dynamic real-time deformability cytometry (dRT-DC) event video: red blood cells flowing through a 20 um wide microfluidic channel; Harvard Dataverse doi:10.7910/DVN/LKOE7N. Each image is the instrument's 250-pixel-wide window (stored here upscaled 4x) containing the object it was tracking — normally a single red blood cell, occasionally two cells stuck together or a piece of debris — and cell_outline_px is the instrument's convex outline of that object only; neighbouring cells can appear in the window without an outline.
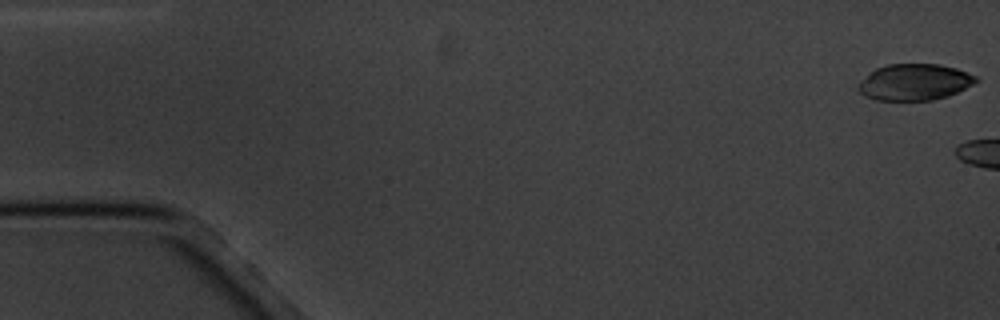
{"species": "common noctule bat (a hibernating species)", "species_latin": "Nyctalus noctula", "temperature_condition": "cold", "stored_images_in_passage": 2, "camera_frame_rate_fps": 3000, "um_per_image_px": 0.085, "animal": {"sex": "male", "body_mass_g": 20.1, "forearm_length_mm": 53.5}, "frame": {"image": 1, "passage_image": 1, "time_ms": 0.0, "image_size_px": [1000, 320], "cell_outline_px": [[980, 80], [948, 96], [932, 100], [876, 100], [860, 92], [856, 88], [856, 84], [860, 80], [876, 68], [888, 64], [940, 64], [956, 68], [976, 76]], "centroid_in_image_um": [77.71, 6.97], "position_along_channel_um": 7.3, "area_um2": 24.85}}